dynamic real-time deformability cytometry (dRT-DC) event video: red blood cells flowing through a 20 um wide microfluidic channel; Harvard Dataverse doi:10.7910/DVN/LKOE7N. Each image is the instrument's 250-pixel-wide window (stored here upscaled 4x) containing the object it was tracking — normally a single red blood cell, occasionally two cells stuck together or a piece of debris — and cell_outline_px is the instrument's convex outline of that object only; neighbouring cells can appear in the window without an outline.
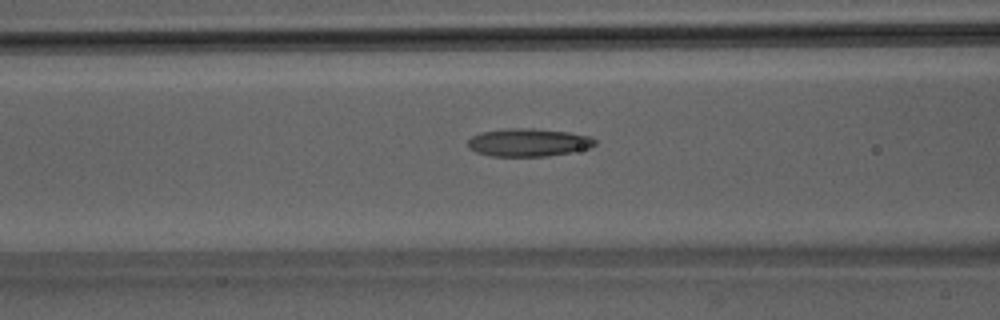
{"species": "Egyptian fruit bat (a non-hibernating species)", "species_latin": "Rousettus aegyptiacus", "temperature_condition": "room temperature", "stored_images_in_passage": 25, "camera_frame_rate_fps": 3000, "um_per_image_px": 0.085, "animal": {"sex": "male"}, "frame": {"image": 1, "passage_image": 8, "time_ms": 2.333, "image_size_px": [1000, 320], "cell_outline_px": [[596, 144], [588, 148], [572, 152], [548, 156], [492, 156], [476, 152], [468, 148], [468, 140], [472, 136], [480, 132], [504, 128], [532, 128], [568, 132], [588, 136], [596, 140]], "centroid_in_image_um": [44.88, 12.1], "position_along_channel_um": 121.7, "area_um2": 20.75}}
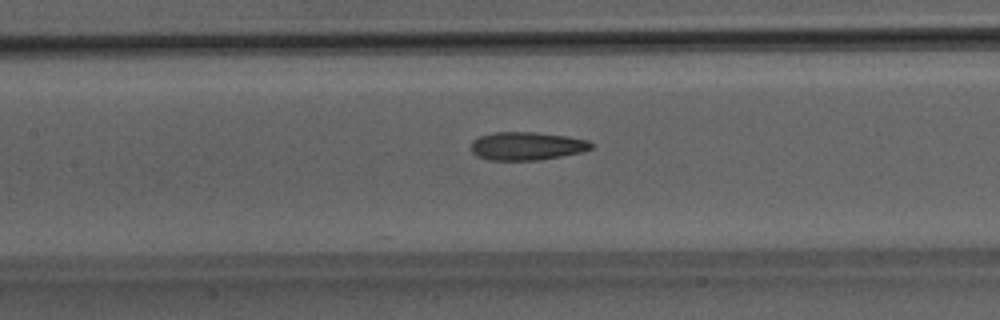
{"frame": {"image": 2, "passage_image": 11, "time_ms": 3.333, "image_size_px": [1000, 320], "cell_outline_px": [[592, 148], [584, 152], [540, 160], [488, 160], [476, 156], [472, 152], [472, 140], [480, 136], [496, 132], [536, 132], [568, 136], [588, 140], [592, 144]], "centroid_in_image_um": [44.79, 12.41], "position_along_channel_um": 162.6, "area_um2": 19.88}}